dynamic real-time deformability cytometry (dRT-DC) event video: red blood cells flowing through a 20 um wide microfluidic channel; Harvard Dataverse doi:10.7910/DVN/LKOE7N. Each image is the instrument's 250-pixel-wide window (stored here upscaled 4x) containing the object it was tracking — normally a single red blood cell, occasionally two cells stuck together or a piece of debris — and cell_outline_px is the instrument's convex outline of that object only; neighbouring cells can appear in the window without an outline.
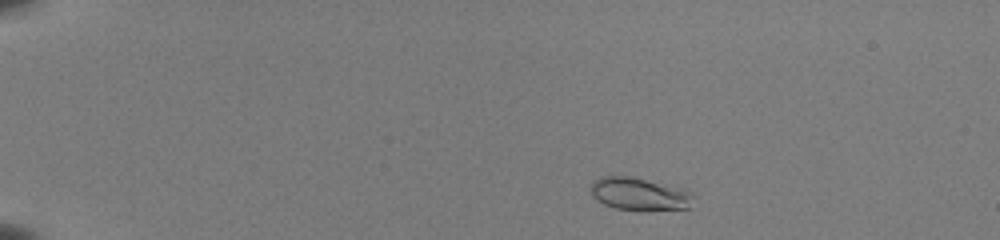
{"species": "common noctule bat (a hibernating species)", "species_latin": "Nyctalus noctula", "temperature_condition": "room temperature", "stored_images_in_passage": 47, "camera_frame_rate_fps": 3000, "um_per_image_px": 0.085, "animal": {"sex": "female", "body_mass_g": 22.0, "forearm_length_mm": 56.7}, "frame": {"image": 1, "passage_image": 4, "time_ms": 1.0, "image_size_px": [1000, 240], "cell_outline_px": [[692, 196], [688, 208], [640, 212], [616, 208], [604, 204], [596, 200], [592, 196], [592, 184], [600, 176], [632, 176], [684, 188], [692, 192]], "centroid_in_image_um": [54.36, 16.5], "position_along_channel_um": 30.6, "area_um2": 19.88}}
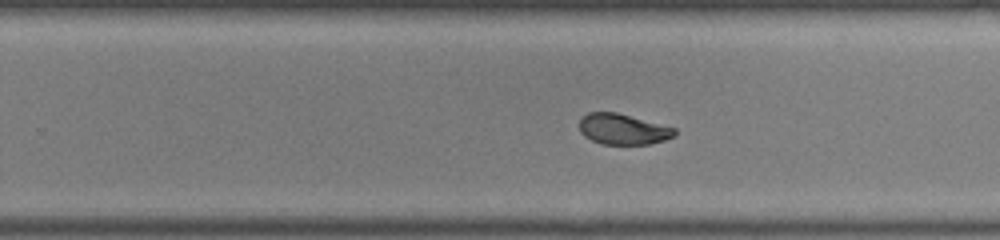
{"frame": {"image": 2, "passage_image": 30, "time_ms": 9.667, "image_size_px": [1000, 240], "cell_outline_px": [[676, 136], [664, 140], [648, 144], [600, 144], [584, 136], [580, 132], [580, 116], [588, 112], [616, 112], [676, 128]], "centroid_in_image_um": [52.93, 10.98], "position_along_channel_um": 276.9, "area_um2": 17.11}}
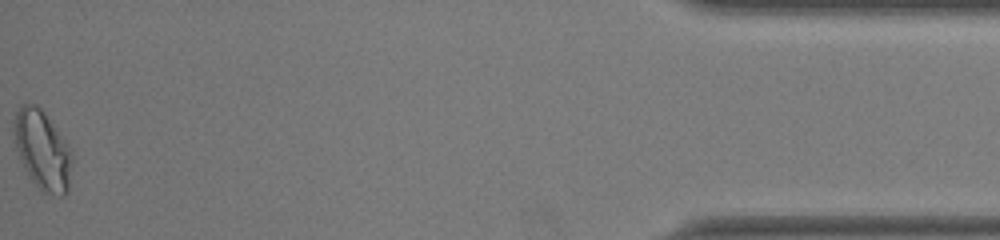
{"frame": {"image": 3, "passage_image": 47, "time_ms": 15.333, "image_size_px": [1000, 240], "cell_outline_px": [[72, 160], [68, 192], [64, 196], [60, 196], [44, 192], [28, 176], [16, 148], [12, 120], [16, 112], [24, 104], [36, 104], [44, 112], [68, 144], [72, 152]], "centroid_in_image_um": [3.61, 12.76], "position_along_channel_um": 431.6, "area_um2": 26.65}, "authors_computed_cell_mechanics": {"area_um2": 18.2648, "velocity_mm_per_s": 3.9662, "shape_relaxation_time_tau1_ms": 3.9206, "shape_relaxation_time_tau2_ms": 0.996, "deformation_change_tau1": 0.1638, "deformation_change_tau2": 0.0612}}